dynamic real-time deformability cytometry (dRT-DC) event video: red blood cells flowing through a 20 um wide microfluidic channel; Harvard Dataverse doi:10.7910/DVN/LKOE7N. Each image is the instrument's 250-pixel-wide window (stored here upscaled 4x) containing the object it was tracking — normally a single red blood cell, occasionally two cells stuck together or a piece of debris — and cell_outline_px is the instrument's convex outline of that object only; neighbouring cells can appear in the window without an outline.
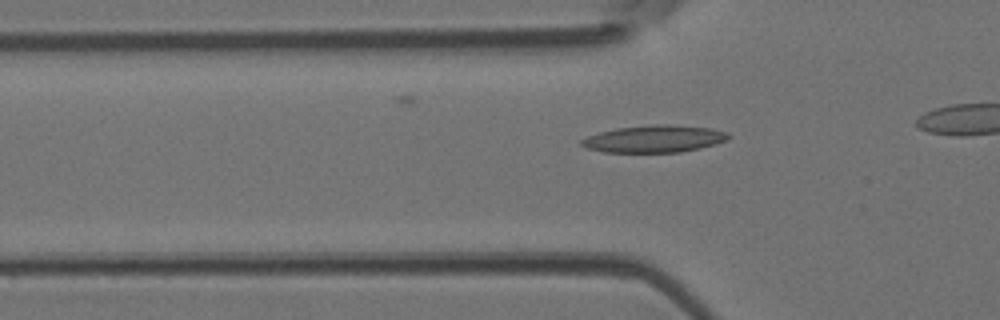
{"species": "Egyptian fruit bat (a non-hibernating species)", "species_latin": "Rousettus aegyptiacus", "temperature_condition": "room temperature", "stored_images_in_passage": 33, "camera_frame_rate_fps": 3000, "um_per_image_px": 0.085, "animal": {"sex": "female"}, "frame": {"image": 1, "passage_image": 10, "time_ms": 3.0, "image_size_px": [1000, 320], "cell_outline_px": [[732, 136], [728, 140], [716, 144], [700, 148], [680, 152], [604, 152], [588, 148], [580, 144], [580, 140], [588, 136], [600, 132], [616, 128], [656, 124], [668, 124], [712, 128], [728, 132]], "centroid_in_image_um": [55.66, 11.8], "position_along_channel_um": 70.1, "area_um2": 23.35}}
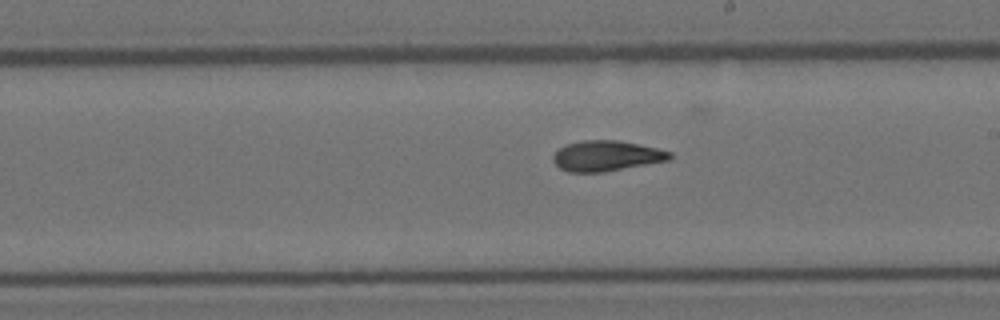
{"frame": {"image": 2, "passage_image": 22, "time_ms": 7.0, "image_size_px": [1000, 320], "cell_outline_px": [[672, 160], [604, 172], [568, 172], [560, 168], [552, 160], [552, 156], [564, 144], [580, 140], [616, 140], [656, 148], [672, 152]], "centroid_in_image_um": [51.54, 13.25], "position_along_channel_um": 237.5, "area_um2": 20.81}}
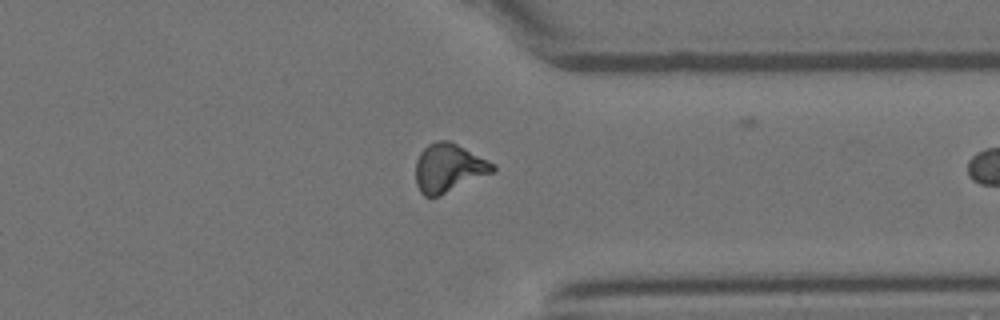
{"frame": {"image": 3, "passage_image": 32, "time_ms": 10.333, "image_size_px": [1000, 320], "cell_outline_px": [[496, 172], [440, 196], [424, 196], [420, 192], [416, 184], [416, 160], [420, 152], [428, 144], [436, 140], [448, 140], [496, 164]], "centroid_in_image_um": [38.15, 14.29], "position_along_channel_um": 373.2, "area_um2": 22.02}}